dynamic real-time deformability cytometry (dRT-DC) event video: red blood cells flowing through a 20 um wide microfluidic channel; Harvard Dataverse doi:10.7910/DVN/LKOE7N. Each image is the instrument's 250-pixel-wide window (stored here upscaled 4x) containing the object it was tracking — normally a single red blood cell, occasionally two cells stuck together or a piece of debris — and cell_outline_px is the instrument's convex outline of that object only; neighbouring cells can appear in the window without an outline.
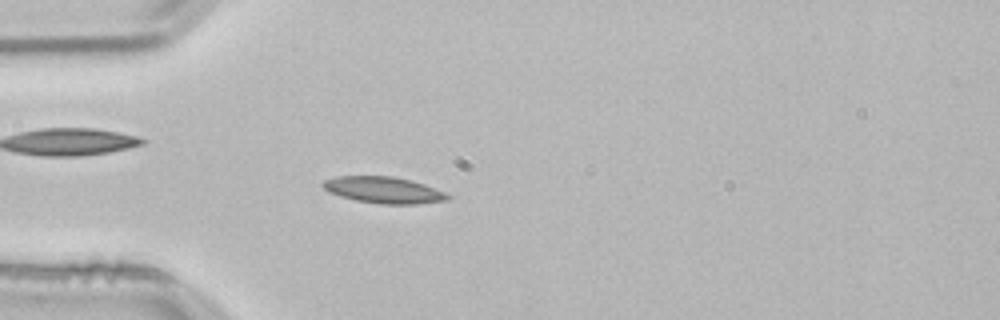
{"species": "common noctule bat (a hibernating species)", "species_latin": "Nyctalus noctula", "temperature_condition": "room temperature", "stored_images_in_passage": 52, "camera_frame_rate_fps": 3000, "um_per_image_px": 0.085, "animal": {"sex": "male", "body_mass_g": 21.5, "forearm_length_mm": 52.0}, "frame": {"image": 1, "passage_image": 14, "time_ms": 4.333, "image_size_px": [1000, 320], "cell_outline_px": [[452, 196], [448, 200], [416, 204], [380, 204], [356, 200], [340, 196], [328, 192], [320, 184], [324, 180], [336, 176], [392, 176], [412, 180], [424, 184], [444, 192]], "centroid_in_image_um": [32.6, 16.15], "position_along_channel_um": 52.4, "area_um2": 19.31}}
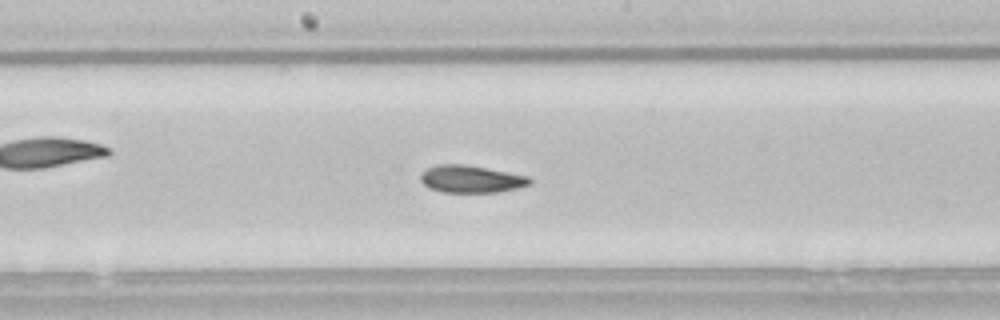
{"frame": {"image": 2, "passage_image": 27, "time_ms": 8.667, "image_size_px": [1000, 320], "cell_outline_px": [[532, 184], [516, 188], [496, 192], [440, 192], [428, 188], [420, 180], [420, 172], [436, 164], [464, 164], [528, 176], [532, 180]], "centroid_in_image_um": [40.0, 15.22], "position_along_channel_um": 208.2, "area_um2": 17.4}}
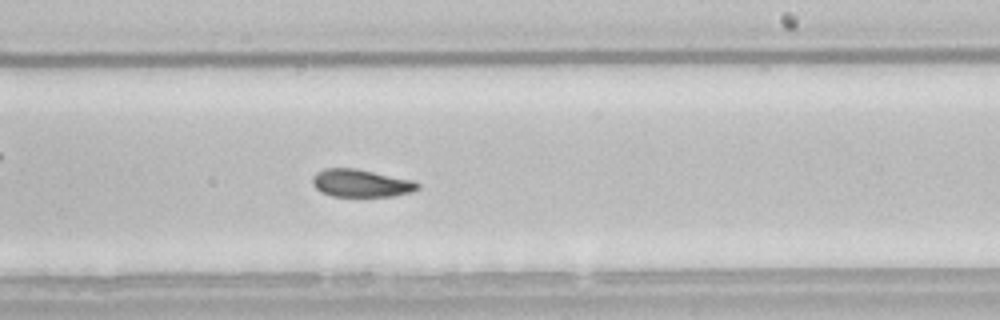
{"frame": {"image": 3, "passage_image": 31, "time_ms": 10.0, "image_size_px": [1000, 320], "cell_outline_px": [[420, 188], [412, 192], [396, 196], [332, 196], [320, 192], [312, 184], [312, 176], [316, 172], [324, 168], [356, 168], [416, 180], [420, 184]], "centroid_in_image_um": [30.71, 15.56], "position_along_channel_um": 258.3, "area_um2": 17.34}, "authors_computed_cell_mechanics": {"area_um2": 17.8602, "velocity_mm_per_s": 3.7934, "shape_relaxation_time_tau1_ms": 7.8225, "shape_relaxation_time_tau2_ms": 4.1967, "deformation_change_tau1": 0.1643, "deformation_change_tau2": 0.0964}}